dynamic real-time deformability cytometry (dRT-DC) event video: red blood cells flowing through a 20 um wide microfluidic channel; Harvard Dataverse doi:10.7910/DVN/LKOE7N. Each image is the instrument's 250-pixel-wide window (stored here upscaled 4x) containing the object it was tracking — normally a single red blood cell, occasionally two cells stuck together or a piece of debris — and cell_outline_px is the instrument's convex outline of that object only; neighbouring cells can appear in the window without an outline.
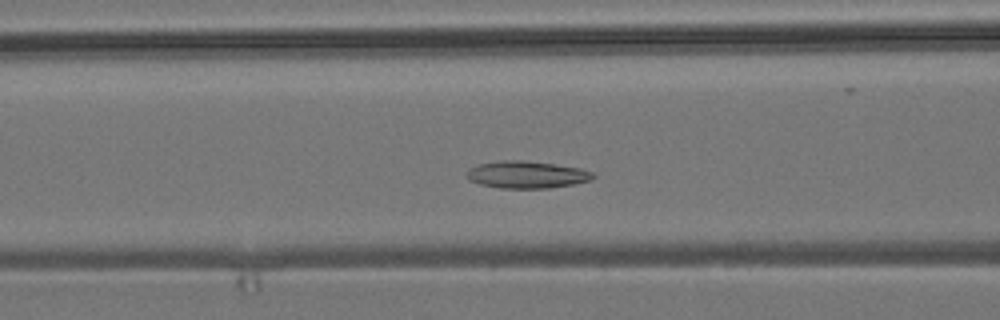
{"species": "common noctule bat (a hibernating species)", "species_latin": "Nyctalus noctula", "temperature_condition": "room temperature", "stored_images_in_passage": 48, "camera_frame_rate_fps": 3000, "um_per_image_px": 0.085, "animal": {"sex": "male", "body_mass_g": 19.2, "forearm_length_mm": 51.8}, "frame": {"image": 1, "passage_image": 16, "time_ms": 5.0, "image_size_px": [1000, 320], "cell_outline_px": [[596, 176], [592, 180], [572, 184], [548, 188], [500, 188], [480, 184], [468, 180], [464, 176], [468, 168], [476, 164], [500, 160], [524, 160], [556, 164], [580, 168], [592, 172]], "centroid_in_image_um": [44.71, 14.83], "position_along_channel_um": 121.9, "area_um2": 20.29}}
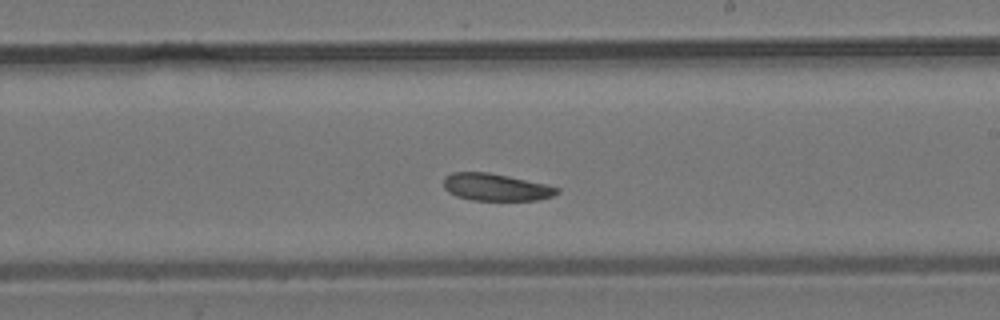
{"frame": {"image": 2, "passage_image": 26, "time_ms": 8.333, "image_size_px": [1000, 320], "cell_outline_px": [[560, 192], [552, 196], [536, 200], [472, 200], [456, 196], [448, 192], [444, 188], [444, 176], [452, 172], [488, 172], [508, 176], [544, 184], [560, 188]], "centroid_in_image_um": [42.11, 15.91], "position_along_channel_um": 246.9, "area_um2": 17.92}}
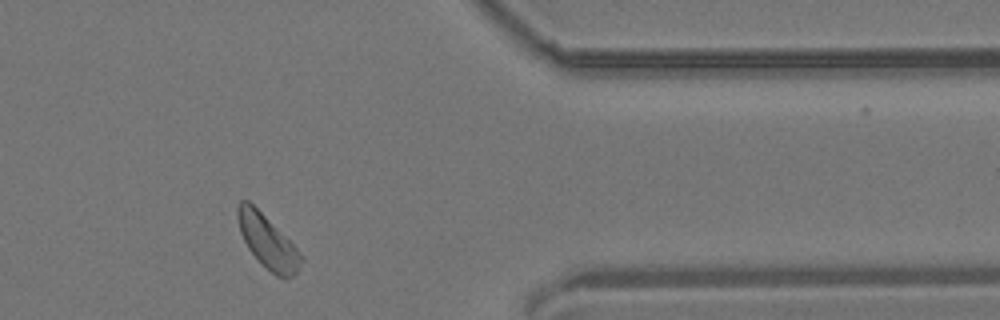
{"frame": {"image": 3, "passage_image": 39, "time_ms": 12.667, "image_size_px": [1000, 320], "cell_outline_px": [[304, 260], [296, 272], [292, 276], [276, 276], [248, 248], [240, 232], [236, 216], [236, 208], [240, 200], [248, 200], [304, 256]], "centroid_in_image_um": [22.72, 20.51], "position_along_channel_um": 388.7, "area_um2": 18.84}}